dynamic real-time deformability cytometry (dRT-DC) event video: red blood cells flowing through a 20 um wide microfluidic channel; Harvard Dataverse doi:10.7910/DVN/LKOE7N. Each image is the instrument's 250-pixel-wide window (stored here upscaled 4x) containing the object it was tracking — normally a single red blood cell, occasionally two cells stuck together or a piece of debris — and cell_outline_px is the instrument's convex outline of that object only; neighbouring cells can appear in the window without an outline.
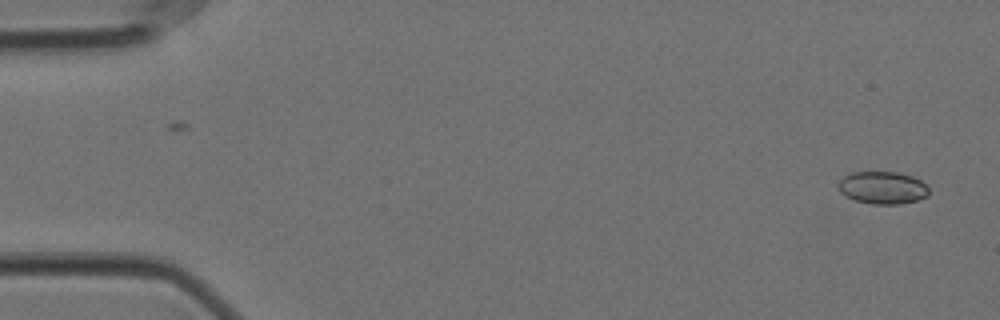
{"species": "Egyptian fruit bat (a non-hibernating species)", "species_latin": "Rousettus aegyptiacus", "temperature_condition": "cold", "stored_images_in_passage": 57, "camera_frame_rate_fps": 3000, "um_per_image_px": 0.085, "animal": {"sex": "female"}, "frame": {"image": 1, "passage_image": 2, "time_ms": 0.333, "image_size_px": [1000, 320], "cell_outline_px": [[928, 196], [920, 200], [900, 204], [872, 204], [856, 200], [840, 192], [836, 184], [844, 176], [852, 172], [896, 172], [912, 176], [928, 184]], "centroid_in_image_um": [75.05, 15.95], "position_along_channel_um": 10.0, "area_um2": 17.28}}
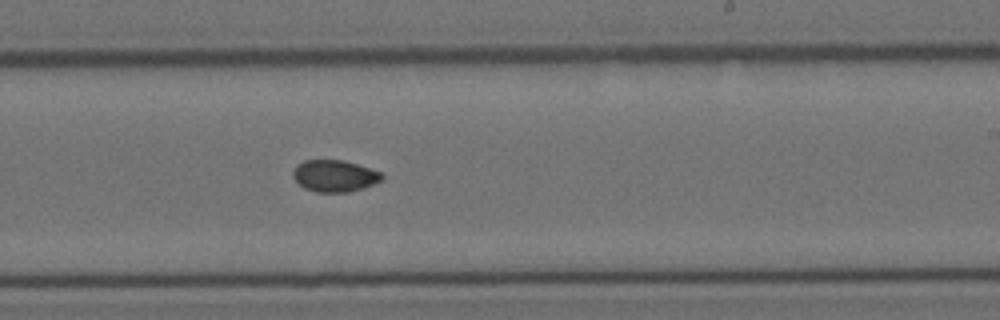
{"frame": {"image": 2, "passage_image": 34, "time_ms": 11.0, "image_size_px": [1000, 320], "cell_outline_px": [[384, 180], [364, 188], [348, 192], [316, 192], [304, 188], [292, 176], [292, 172], [296, 164], [304, 160], [344, 160], [380, 172], [384, 176]], "centroid_in_image_um": [28.44, 14.95], "position_along_channel_um": 260.6, "area_um2": 16.53}}
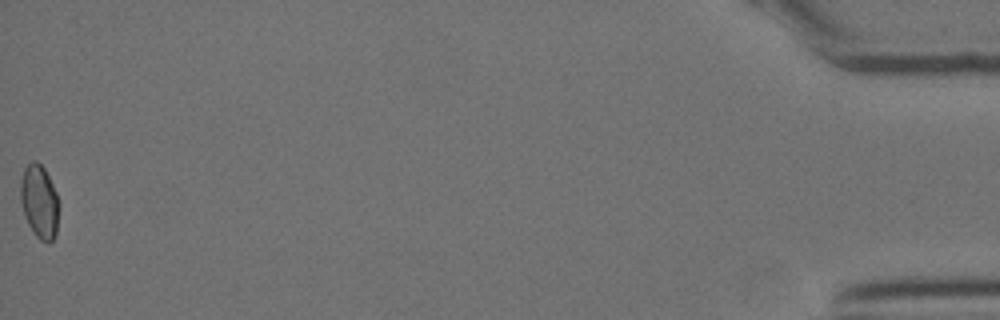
{"frame": {"image": 3, "passage_image": 57, "time_ms": 18.667, "image_size_px": [1000, 320], "cell_outline_px": [[60, 204], [56, 236], [48, 244], [40, 240], [36, 236], [28, 224], [24, 216], [20, 200], [20, 184], [24, 168], [32, 160], [36, 160], [44, 168], [56, 192]], "centroid_in_image_um": [3.36, 17.16], "position_along_channel_um": 431.8, "area_um2": 16.76}}